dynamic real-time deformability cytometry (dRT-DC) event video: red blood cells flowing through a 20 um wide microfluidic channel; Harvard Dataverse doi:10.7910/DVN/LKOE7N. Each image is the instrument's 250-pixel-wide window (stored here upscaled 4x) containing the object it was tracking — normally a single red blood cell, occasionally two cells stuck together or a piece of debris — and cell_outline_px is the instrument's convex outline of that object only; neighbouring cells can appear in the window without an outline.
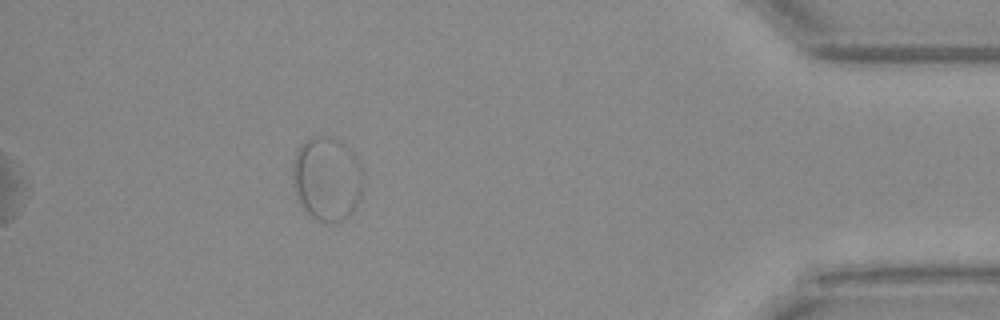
{"species": "Egyptian fruit bat (a non-hibernating species)", "species_latin": "Rousettus aegyptiacus", "temperature_condition": "warm", "stored_images_in_passage": 38, "segment_of_instrument_passage": [2, 2], "camera_frame_rate_fps": 3000, "um_per_image_px": 0.085, "animal": {"sex": "female"}, "frame": {"image": 1, "passage_image": 38, "time_ms": 12.333, "image_size_px": [1000, 320], "cell_outline_px": [[360, 196], [352, 212], [344, 220], [336, 224], [328, 224], [312, 216], [300, 204], [296, 188], [292, 164], [296, 152], [308, 140], [316, 136], [328, 136], [344, 144], [352, 152], [360, 168]], "centroid_in_image_um": [27.79, 15.23], "position_along_channel_um": 407.4, "area_um2": 33.47}}